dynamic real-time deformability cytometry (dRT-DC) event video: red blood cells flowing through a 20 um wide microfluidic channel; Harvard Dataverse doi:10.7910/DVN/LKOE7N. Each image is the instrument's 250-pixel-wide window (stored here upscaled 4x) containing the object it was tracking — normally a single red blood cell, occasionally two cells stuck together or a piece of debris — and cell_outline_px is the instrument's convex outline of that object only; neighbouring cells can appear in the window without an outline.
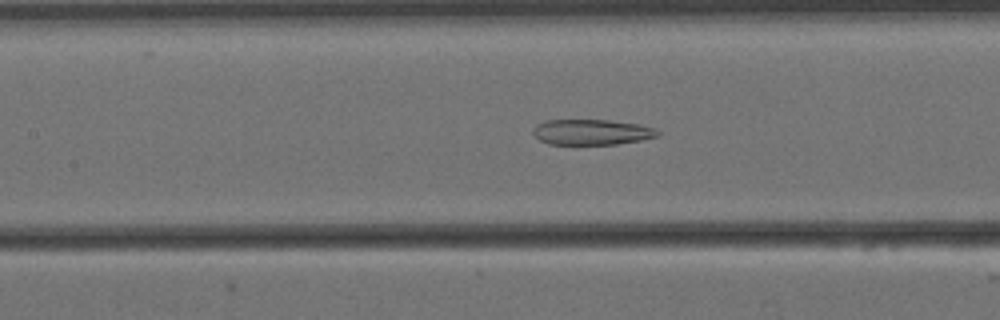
{"species": "Egyptian fruit bat (a non-hibernating species)", "species_latin": "Rousettus aegyptiacus", "temperature_condition": "cold", "stored_images_in_passage": 51, "camera_frame_rate_fps": 3000, "um_per_image_px": 0.085, "animal": {"sex": "female"}, "frame": {"image": 1, "passage_image": 24, "time_ms": 7.667, "image_size_px": [1000, 320], "cell_outline_px": [[660, 132], [656, 136], [640, 140], [616, 144], [548, 144], [540, 140], [532, 132], [532, 128], [536, 124], [544, 120], [608, 120], [640, 124], [656, 128]], "centroid_in_image_um": [50.27, 11.22], "position_along_channel_um": 157.1, "area_um2": 18.55}}
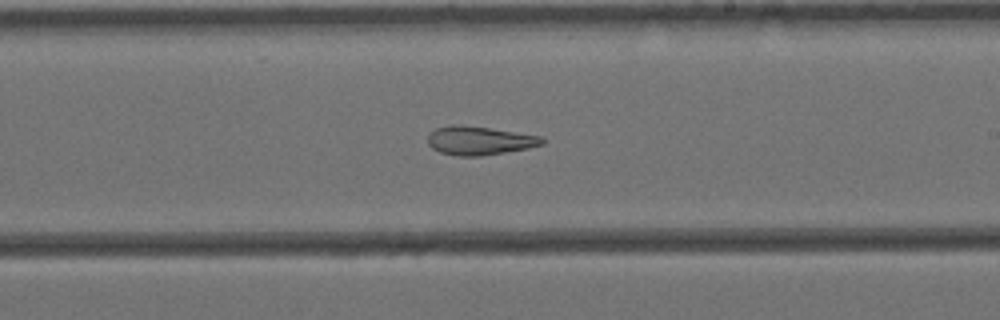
{"frame": {"image": 2, "passage_image": 32, "time_ms": 10.333, "image_size_px": [1000, 320], "cell_outline_px": [[544, 144], [528, 148], [480, 156], [456, 156], [440, 152], [432, 148], [428, 144], [428, 136], [436, 128], [452, 124], [460, 124], [544, 136]], "centroid_in_image_um": [40.75, 11.95], "position_along_channel_um": 248.2, "area_um2": 19.07}}
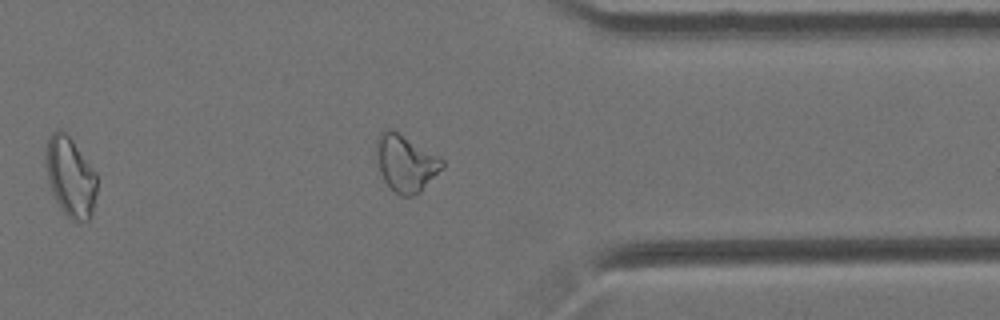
{"frame": {"image": 3, "passage_image": 44, "time_ms": 14.333, "image_size_px": [1000, 320], "cell_outline_px": [[444, 164], [420, 192], [412, 196], [400, 196], [384, 180], [380, 172], [376, 160], [376, 140], [380, 132], [384, 128], [392, 128], [440, 156], [444, 160]], "centroid_in_image_um": [34.45, 13.82], "position_along_channel_um": 377.0, "area_um2": 21.79}, "authors_computed_cell_mechanics": {"area_um2": 22.4264, "velocity_mm_per_s": 3.4375, "shape_relaxation_time_tau1_ms": null, "shape_relaxation_time_tau2_ms": 5.1141, "deformation_change_tau1": null, "deformation_change_tau2": 0.1375}}